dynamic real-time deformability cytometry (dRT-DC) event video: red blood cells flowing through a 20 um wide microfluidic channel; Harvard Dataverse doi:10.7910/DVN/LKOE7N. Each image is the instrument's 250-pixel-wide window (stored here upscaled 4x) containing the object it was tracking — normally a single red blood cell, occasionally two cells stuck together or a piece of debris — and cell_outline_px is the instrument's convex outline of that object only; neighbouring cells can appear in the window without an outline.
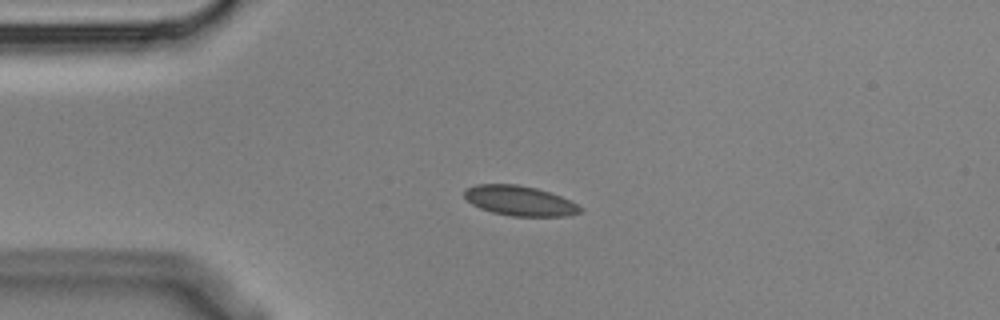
{"species": "Egyptian fruit bat (a non-hibernating species)", "species_latin": "Rousettus aegyptiacus", "temperature_condition": "cold", "stored_images_in_passage": 3, "camera_frame_rate_fps": 3000, "um_per_image_px": 0.085, "animal": {"sex": "male"}, "frame": {"image": 1, "passage_image": 3, "time_ms": 0.667, "image_size_px": [1000, 320], "cell_outline_px": [[584, 212], [568, 216], [512, 216], [492, 212], [480, 208], [472, 204], [464, 196], [464, 192], [468, 188], [476, 184], [516, 184], [536, 188], [560, 196], [584, 208]], "centroid_in_image_um": [44.2, 17.07], "position_along_channel_um": 40.8, "area_um2": 20.11}}